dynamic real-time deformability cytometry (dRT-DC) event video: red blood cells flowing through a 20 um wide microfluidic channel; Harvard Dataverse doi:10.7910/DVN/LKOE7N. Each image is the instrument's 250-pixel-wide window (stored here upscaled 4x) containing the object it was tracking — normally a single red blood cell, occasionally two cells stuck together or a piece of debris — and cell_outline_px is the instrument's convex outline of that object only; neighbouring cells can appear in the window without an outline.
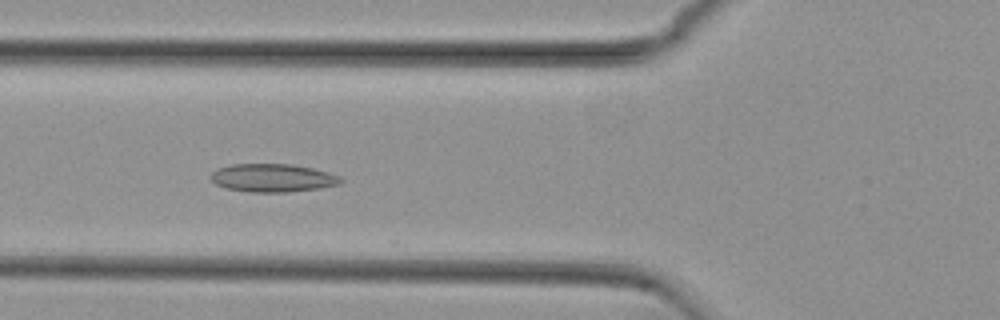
{"species": "common noctule bat (a hibernating species)", "species_latin": "Nyctalus noctula", "temperature_condition": "cold", "stored_images_in_passage": 55, "camera_frame_rate_fps": 3000, "um_per_image_px": 0.085, "animal": {"sex": "female", "body_mass_g": 29.2, "forearm_length_mm": 56.3}, "frame": {"image": 1, "passage_image": 20, "time_ms": 6.333, "image_size_px": [1000, 320], "cell_outline_px": [[344, 180], [340, 184], [320, 188], [288, 192], [248, 192], [228, 188], [216, 184], [208, 176], [216, 168], [232, 164], [292, 164], [312, 168], [328, 172], [340, 176]], "centroid_in_image_um": [23.18, 15.12], "position_along_channel_um": 102.6, "area_um2": 21.44}}
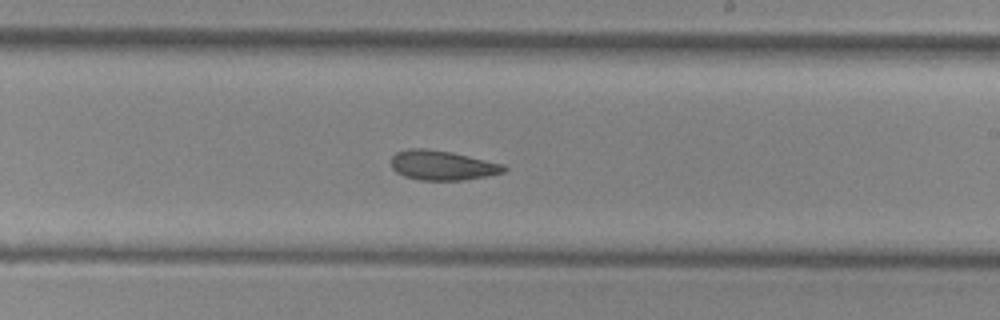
{"frame": {"image": 2, "passage_image": 32, "time_ms": 10.333, "image_size_px": [1000, 320], "cell_outline_px": [[508, 168], [504, 172], [488, 176], [464, 180], [420, 180], [404, 176], [396, 172], [392, 168], [392, 156], [396, 152], [408, 148], [428, 148], [452, 152], [504, 164]], "centroid_in_image_um": [37.6, 14.05], "position_along_channel_um": 251.4, "area_um2": 19.65}}
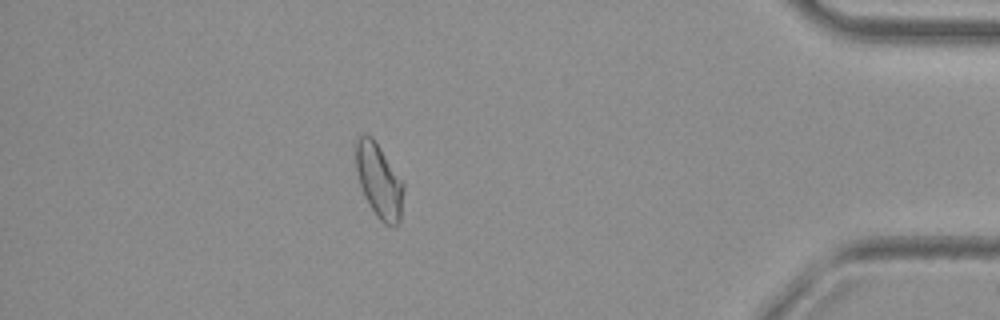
{"frame": {"image": 3, "passage_image": 48, "time_ms": 15.667, "image_size_px": [1000, 320], "cell_outline_px": [[404, 188], [400, 224], [396, 228], [392, 228], [384, 224], [376, 216], [364, 196], [360, 184], [356, 168], [356, 140], [364, 132], [372, 136], [404, 180]], "centroid_in_image_um": [32.26, 15.4], "position_along_channel_um": 402.9, "area_um2": 21.15}, "authors_computed_cell_mechanics": {"area_um2": 20.7502, "velocity_mm_per_s": 3.7189, "shape_relaxation_time_tau1_ms": null, "shape_relaxation_time_tau2_ms": 4.8785, "deformation_change_tau1": null, "deformation_change_tau2": 0.1171}}